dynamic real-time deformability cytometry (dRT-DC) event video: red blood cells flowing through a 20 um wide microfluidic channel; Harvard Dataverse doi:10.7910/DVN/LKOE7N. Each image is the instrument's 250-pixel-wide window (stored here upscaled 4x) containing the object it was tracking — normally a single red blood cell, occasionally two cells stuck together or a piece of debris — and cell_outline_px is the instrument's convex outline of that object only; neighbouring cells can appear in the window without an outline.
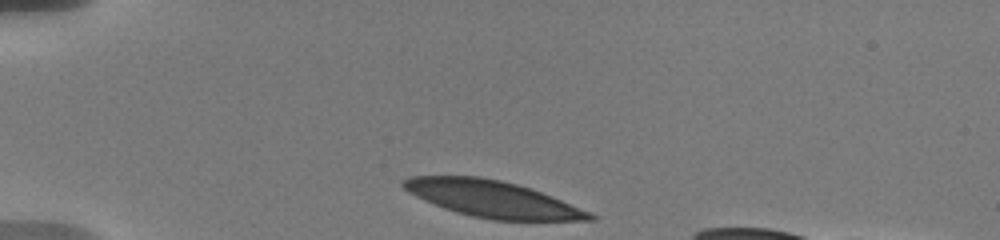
{"species": "human", "species_latin": "Homo sapiens", "temperature_condition": "warm", "stored_images_in_passage": 11, "camera_frame_rate_fps": 3000, "um_per_image_px": 0.085, "donor": {"sex": "male"}, "frame": {"image": 1, "passage_image": 1, "time_ms": 0.0, "image_size_px": [1000, 240], "cell_outline_px": [[596, 220], [492, 220], [472, 216], [456, 212], [444, 208], [424, 200], [408, 192], [400, 184], [400, 180], [408, 176], [480, 176], [500, 180], [516, 184], [552, 196], [588, 212], [596, 216]], "centroid_in_image_um": [41.78, 16.9], "position_along_channel_um": 43.2, "area_um2": 39.3}}
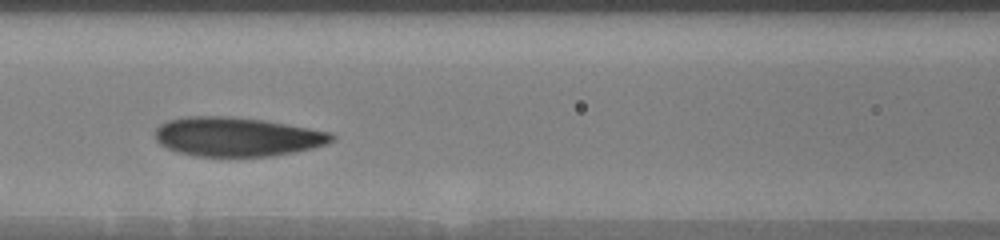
{"frame": {"image": 2, "passage_image": 8, "time_ms": 4.0, "image_size_px": [1000, 240], "cell_outline_px": [[336, 140], [328, 144], [296, 152], [272, 156], [196, 156], [176, 152], [160, 144], [156, 140], [156, 128], [160, 124], [168, 120], [188, 116], [228, 116], [264, 120], [332, 132], [336, 136]], "centroid_in_image_um": [20.18, 11.62], "position_along_channel_um": 146.4, "area_um2": 40.52}}
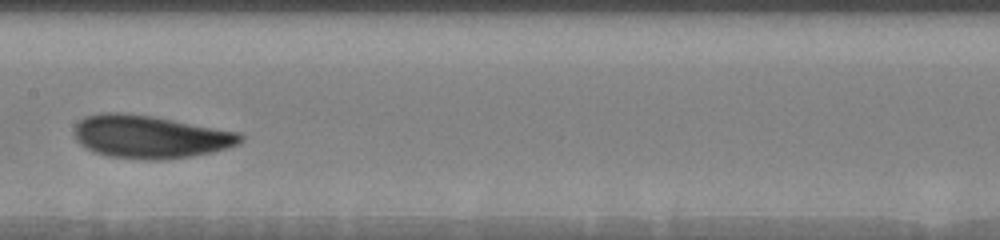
{"frame": {"image": 3, "passage_image": 10, "time_ms": 5.333, "image_size_px": [1000, 240], "cell_outline_px": [[244, 140], [228, 148], [212, 152], [192, 156], [160, 160], [148, 160], [108, 156], [96, 152], [80, 144], [76, 140], [72, 132], [76, 124], [84, 116], [100, 112], [120, 112], [152, 116], [240, 132], [244, 136]], "centroid_in_image_um": [12.74, 11.61], "position_along_channel_um": 194.7, "area_um2": 41.73}}